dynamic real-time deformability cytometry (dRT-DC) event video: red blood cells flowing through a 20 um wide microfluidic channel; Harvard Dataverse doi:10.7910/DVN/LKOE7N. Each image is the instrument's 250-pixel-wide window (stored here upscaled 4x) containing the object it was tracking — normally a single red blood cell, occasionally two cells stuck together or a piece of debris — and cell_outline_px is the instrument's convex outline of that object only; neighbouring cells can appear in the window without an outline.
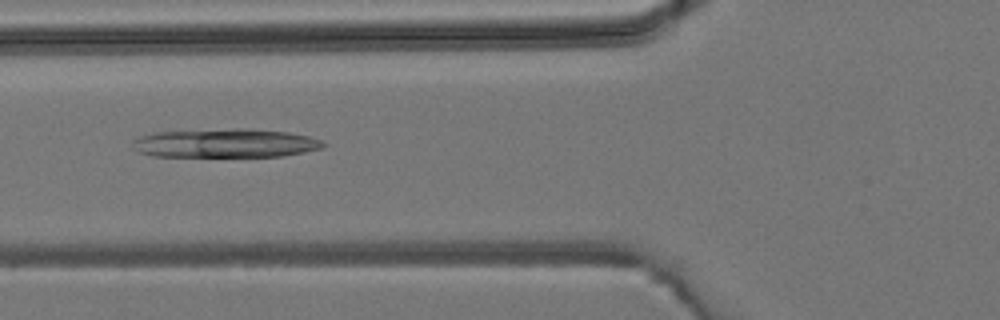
{"species": "common noctule bat (a hibernating species)", "species_latin": "Nyctalus noctula", "temperature_condition": "room temperature", "stored_images_in_passage": 2, "camera_frame_rate_fps": 3000, "um_per_image_px": 0.085, "animal": {"sex": "male", "body_mass_g": 19.2, "forearm_length_mm": 51.8}, "frame": {"image": 1, "passage_image": 2, "time_ms": 1.0, "image_size_px": [1000, 320], "cell_outline_px": [[328, 144], [324, 148], [304, 152], [280, 156], [152, 156], [140, 152], [132, 148], [132, 140], [136, 136], [156, 132], [236, 128], [252, 128], [288, 132], [308, 136], [320, 140]], "centroid_in_image_um": [19.14, 12.16], "position_along_channel_um": 106.7, "area_um2": 32.25}}